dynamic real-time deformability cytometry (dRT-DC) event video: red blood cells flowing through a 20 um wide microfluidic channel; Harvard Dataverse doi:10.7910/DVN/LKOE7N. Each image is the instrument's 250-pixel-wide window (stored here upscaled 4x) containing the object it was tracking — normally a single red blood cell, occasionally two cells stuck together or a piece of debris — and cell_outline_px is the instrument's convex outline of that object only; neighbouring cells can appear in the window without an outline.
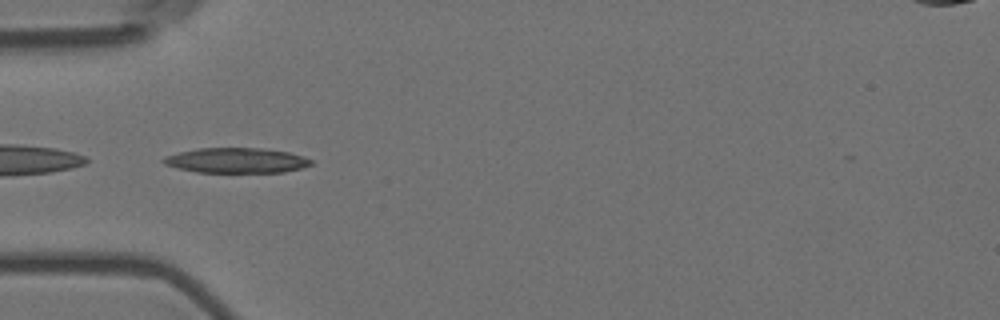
{"species": "Egyptian fruit bat (a non-hibernating species)", "species_latin": "Rousettus aegyptiacus", "temperature_condition": "room temperature", "stored_images_in_passage": 56, "camera_frame_rate_fps": 3000, "um_per_image_px": 0.085, "animal": {"sex": "female"}, "frame": {"image": 1, "passage_image": 17, "time_ms": 5.333, "image_size_px": [1000, 320], "cell_outline_px": [[312, 164], [300, 168], [284, 172], [196, 172], [164, 164], [160, 160], [164, 156], [180, 152], [200, 148], [260, 148], [288, 152], [304, 156], [312, 160]], "centroid_in_image_um": [20.09, 13.63], "position_along_channel_um": 64.9, "area_um2": 21.44}}
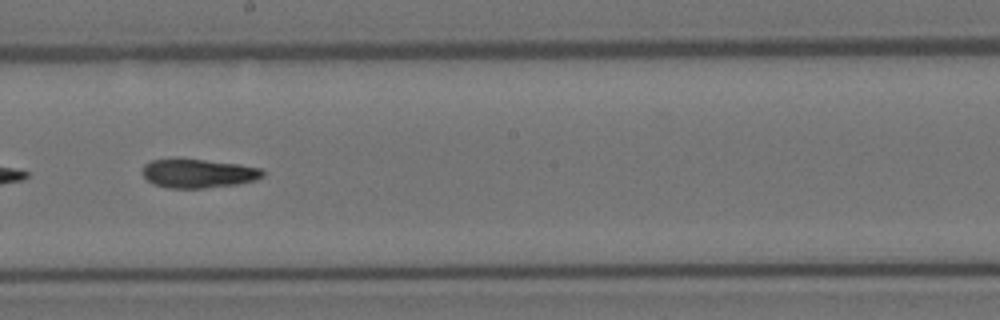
{"frame": {"image": 2, "passage_image": 31, "time_ms": 10.0, "image_size_px": [1000, 320], "cell_outline_px": [[264, 176], [252, 180], [236, 184], [204, 188], [168, 188], [156, 184], [148, 180], [144, 176], [144, 164], [152, 160], [176, 156], [240, 164], [260, 168], [264, 172]], "centroid_in_image_um": [16.82, 14.7], "position_along_channel_um": 231.4, "area_um2": 20.52}}
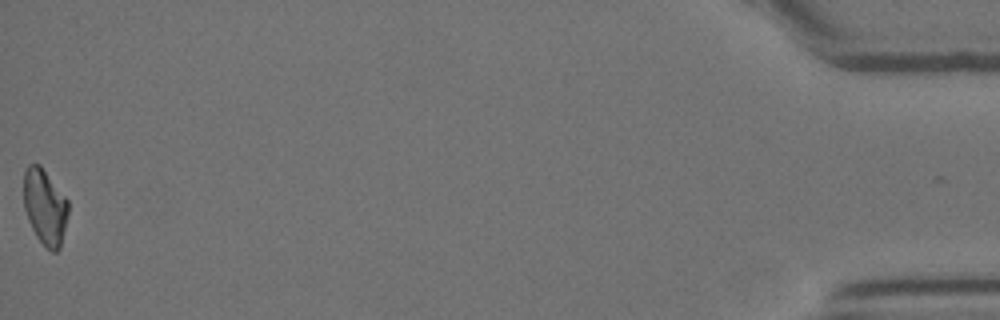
{"frame": {"image": 3, "passage_image": 56, "time_ms": 18.333, "image_size_px": [1000, 320], "cell_outline_px": [[68, 212], [60, 248], [56, 252], [52, 252], [36, 236], [28, 220], [24, 208], [24, 172], [28, 164], [40, 164], [68, 200]], "centroid_in_image_um": [3.81, 17.56], "position_along_channel_um": 431.4, "area_um2": 19.48}, "authors_computed_cell_mechanics": {"area_um2": 20.7791, "velocity_mm_per_s": 3.5863, "shape_relaxation_time_tau1_ms": 9.0025, "shape_relaxation_time_tau2_ms": 6.4909, "deformation_change_tau1": 0.2259, "deformation_change_tau2": 0.1504}}